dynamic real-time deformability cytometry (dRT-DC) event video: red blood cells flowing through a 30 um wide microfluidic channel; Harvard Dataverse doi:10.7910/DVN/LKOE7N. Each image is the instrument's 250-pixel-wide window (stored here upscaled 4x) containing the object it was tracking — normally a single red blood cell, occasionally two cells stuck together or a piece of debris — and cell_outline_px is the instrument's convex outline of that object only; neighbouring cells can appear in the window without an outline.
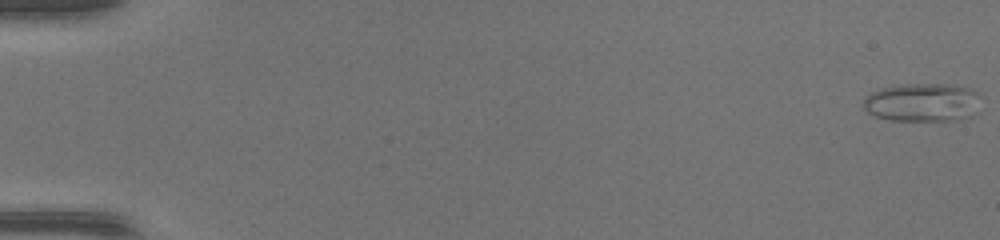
{"species": "common noctule bat (a hibernating species)", "species_latin": "Nyctalus noctula", "temperature_condition": "warm", "stored_images_in_passage": 50, "camera_frame_rate_fps": 3000, "um_per_image_px": 0.085, "animal": {"sex": "female", "body_mass_g": 17.0, "forearm_length_mm": 48.0}, "frame": {"image": 1, "passage_image": 1, "time_ms": 0.0, "image_size_px": [1000, 240], "cell_outline_px": [[980, 96], [972, 116], [960, 120], [892, 120], [876, 116], [868, 112], [864, 108], [864, 96], [872, 92], [884, 88], [900, 84], [940, 84], [972, 88]], "centroid_in_image_um": [78.4, 8.7], "position_along_channel_um": 6.6, "area_um2": 26.07}}
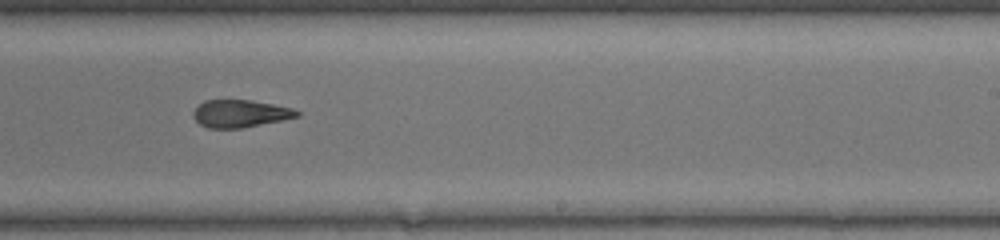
{"frame": {"image": 2, "passage_image": 32, "time_ms": 10.333, "image_size_px": [1000, 240], "cell_outline_px": [[300, 116], [284, 120], [240, 128], [208, 128], [200, 124], [192, 116], [192, 112], [204, 100], [252, 100], [292, 108], [300, 112]], "centroid_in_image_um": [20.42, 9.65], "position_along_channel_um": 268.6, "area_um2": 16.59}}
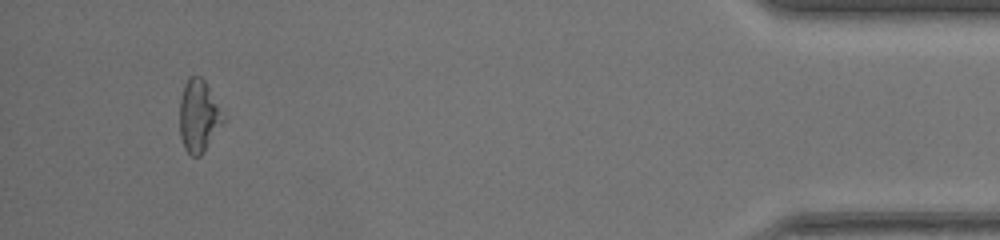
{"frame": {"image": 3, "passage_image": 47, "time_ms": 15.333, "image_size_px": [1000, 240], "cell_outline_px": [[224, 120], [204, 152], [200, 156], [192, 156], [184, 148], [180, 136], [180, 96], [184, 84], [188, 76], [200, 76], [204, 80], [224, 116]], "centroid_in_image_um": [16.85, 9.86], "position_along_channel_um": 418.3, "area_um2": 18.09}, "authors_computed_cell_mechanics": {"area_um2": 18.496, "velocity_mm_per_s": 4.328, "shape_relaxation_time_tau1_ms": null, "shape_relaxation_time_tau2_ms": 2.6919, "deformation_change_tau1": null, "deformation_change_tau2": 0.102}}